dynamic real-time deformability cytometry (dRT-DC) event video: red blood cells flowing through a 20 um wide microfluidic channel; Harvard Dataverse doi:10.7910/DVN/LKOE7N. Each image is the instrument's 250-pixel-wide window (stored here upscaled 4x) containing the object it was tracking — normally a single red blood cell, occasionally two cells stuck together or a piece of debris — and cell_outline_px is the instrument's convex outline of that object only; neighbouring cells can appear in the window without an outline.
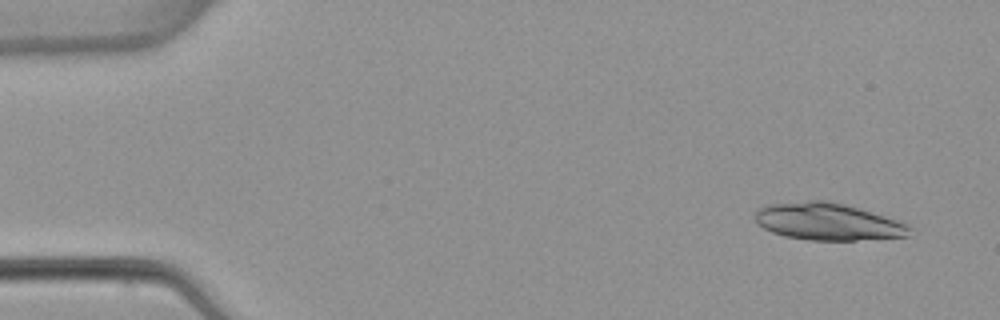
{"species": "common noctule bat (a hibernating species)", "species_latin": "Nyctalus noctula", "temperature_condition": "warm", "stored_images_in_passage": 4, "camera_frame_rate_fps": 3000, "um_per_image_px": 0.085, "animal": {"sex": "female", "body_mass_g": 22.7, "forearm_length_mm": 54.2}, "frame": {"image": 1, "passage_image": 1, "time_ms": 0.0, "image_size_px": [1000, 320], "cell_outline_px": [[912, 228], [908, 236], [856, 240], [808, 240], [784, 236], [772, 232], [764, 228], [756, 220], [756, 208], [764, 204], [808, 200], [824, 200], [844, 204], [896, 220], [908, 224]], "centroid_in_image_um": [70.32, 18.83], "position_along_channel_um": 14.7, "area_um2": 33.29}}
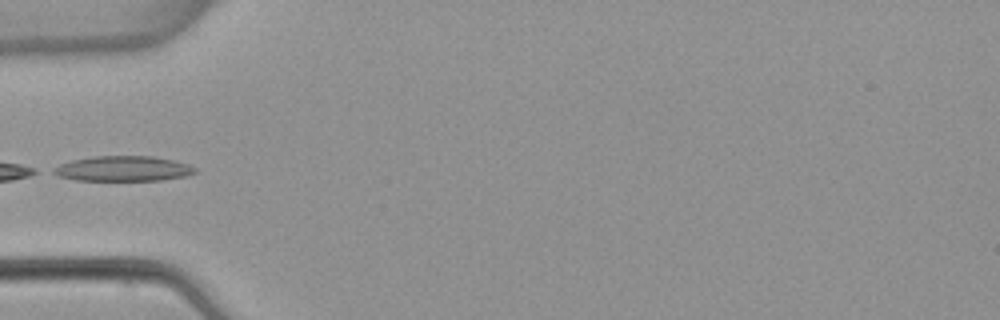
{"frame": {"image": 2, "passage_image": 4, "time_ms": 4.667, "image_size_px": [1000, 320], "cell_outline_px": [[196, 172], [184, 176], [164, 180], [76, 180], [56, 176], [48, 172], [52, 168], [60, 164], [72, 160], [92, 156], [152, 156], [176, 160], [188, 164], [196, 168]], "centroid_in_image_um": [10.42, 14.33], "position_along_channel_um": 74.6, "area_um2": 20.98}}